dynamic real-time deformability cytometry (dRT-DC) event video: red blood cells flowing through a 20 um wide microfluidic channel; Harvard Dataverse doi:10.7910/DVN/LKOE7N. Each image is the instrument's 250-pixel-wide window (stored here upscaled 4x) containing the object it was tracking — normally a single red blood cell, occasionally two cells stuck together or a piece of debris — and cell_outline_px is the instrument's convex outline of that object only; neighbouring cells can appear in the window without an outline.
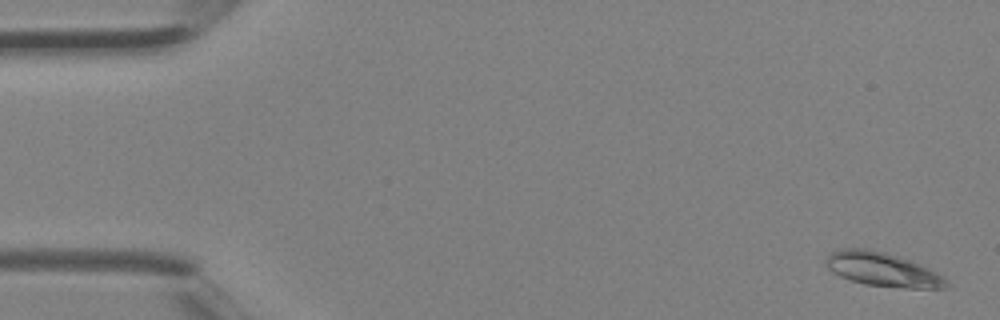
{"species": "Egyptian fruit bat (a non-hibernating species)", "species_latin": "Rousettus aegyptiacus", "temperature_condition": "room temperature", "stored_images_in_passage": 3, "camera_frame_rate_fps": 3000, "um_per_image_px": 0.085, "animal": {"sex": "female"}, "frame": {"image": 1, "passage_image": 1, "time_ms": 0.0, "image_size_px": [1000, 320], "cell_outline_px": [[948, 288], [908, 288], [864, 284], [840, 276], [832, 272], [828, 268], [828, 256], [832, 252], [844, 248], [868, 248], [884, 252], [912, 260], [944, 276], [948, 280]], "centroid_in_image_um": [75.07, 22.9], "position_along_channel_um": 9.9, "area_um2": 23.64}}